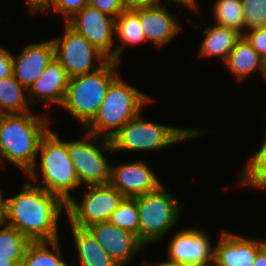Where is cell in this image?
I'll list each match as a JSON object with an SVG mask.
<instances>
[{
    "label": "cell",
    "mask_w": 266,
    "mask_h": 266,
    "mask_svg": "<svg viewBox=\"0 0 266 266\" xmlns=\"http://www.w3.org/2000/svg\"><path fill=\"white\" fill-rule=\"evenodd\" d=\"M141 266H147L146 265V262L143 260V263H142V265Z\"/></svg>",
    "instance_id": "obj_43"
},
{
    "label": "cell",
    "mask_w": 266,
    "mask_h": 266,
    "mask_svg": "<svg viewBox=\"0 0 266 266\" xmlns=\"http://www.w3.org/2000/svg\"><path fill=\"white\" fill-rule=\"evenodd\" d=\"M243 36L259 55L266 59V26L245 31Z\"/></svg>",
    "instance_id": "obj_31"
},
{
    "label": "cell",
    "mask_w": 266,
    "mask_h": 266,
    "mask_svg": "<svg viewBox=\"0 0 266 266\" xmlns=\"http://www.w3.org/2000/svg\"><path fill=\"white\" fill-rule=\"evenodd\" d=\"M214 248L213 266H252L263 248L261 240L223 231Z\"/></svg>",
    "instance_id": "obj_16"
},
{
    "label": "cell",
    "mask_w": 266,
    "mask_h": 266,
    "mask_svg": "<svg viewBox=\"0 0 266 266\" xmlns=\"http://www.w3.org/2000/svg\"><path fill=\"white\" fill-rule=\"evenodd\" d=\"M262 245H263V248L266 250V240H262Z\"/></svg>",
    "instance_id": "obj_42"
},
{
    "label": "cell",
    "mask_w": 266,
    "mask_h": 266,
    "mask_svg": "<svg viewBox=\"0 0 266 266\" xmlns=\"http://www.w3.org/2000/svg\"><path fill=\"white\" fill-rule=\"evenodd\" d=\"M74 31L84 36L109 60L115 61V18L91 5L85 6L66 22Z\"/></svg>",
    "instance_id": "obj_11"
},
{
    "label": "cell",
    "mask_w": 266,
    "mask_h": 266,
    "mask_svg": "<svg viewBox=\"0 0 266 266\" xmlns=\"http://www.w3.org/2000/svg\"><path fill=\"white\" fill-rule=\"evenodd\" d=\"M166 5L140 8V22L146 41L158 48L171 42L181 29L177 17L167 10Z\"/></svg>",
    "instance_id": "obj_18"
},
{
    "label": "cell",
    "mask_w": 266,
    "mask_h": 266,
    "mask_svg": "<svg viewBox=\"0 0 266 266\" xmlns=\"http://www.w3.org/2000/svg\"><path fill=\"white\" fill-rule=\"evenodd\" d=\"M12 56L7 49L0 47V78L11 77L13 75Z\"/></svg>",
    "instance_id": "obj_33"
},
{
    "label": "cell",
    "mask_w": 266,
    "mask_h": 266,
    "mask_svg": "<svg viewBox=\"0 0 266 266\" xmlns=\"http://www.w3.org/2000/svg\"><path fill=\"white\" fill-rule=\"evenodd\" d=\"M69 80L68 73L54 57L41 76L28 87L29 102H44L49 107L51 104H57L61 107Z\"/></svg>",
    "instance_id": "obj_17"
},
{
    "label": "cell",
    "mask_w": 266,
    "mask_h": 266,
    "mask_svg": "<svg viewBox=\"0 0 266 266\" xmlns=\"http://www.w3.org/2000/svg\"><path fill=\"white\" fill-rule=\"evenodd\" d=\"M59 242V239L30 242L25 251L21 266H69L62 257Z\"/></svg>",
    "instance_id": "obj_24"
},
{
    "label": "cell",
    "mask_w": 266,
    "mask_h": 266,
    "mask_svg": "<svg viewBox=\"0 0 266 266\" xmlns=\"http://www.w3.org/2000/svg\"><path fill=\"white\" fill-rule=\"evenodd\" d=\"M162 0H123L125 10H137L162 4Z\"/></svg>",
    "instance_id": "obj_34"
},
{
    "label": "cell",
    "mask_w": 266,
    "mask_h": 266,
    "mask_svg": "<svg viewBox=\"0 0 266 266\" xmlns=\"http://www.w3.org/2000/svg\"><path fill=\"white\" fill-rule=\"evenodd\" d=\"M30 241L17 229L0 228V261H22Z\"/></svg>",
    "instance_id": "obj_26"
},
{
    "label": "cell",
    "mask_w": 266,
    "mask_h": 266,
    "mask_svg": "<svg viewBox=\"0 0 266 266\" xmlns=\"http://www.w3.org/2000/svg\"><path fill=\"white\" fill-rule=\"evenodd\" d=\"M206 231L188 228L173 235L168 244V260L193 266H213L214 248Z\"/></svg>",
    "instance_id": "obj_12"
},
{
    "label": "cell",
    "mask_w": 266,
    "mask_h": 266,
    "mask_svg": "<svg viewBox=\"0 0 266 266\" xmlns=\"http://www.w3.org/2000/svg\"><path fill=\"white\" fill-rule=\"evenodd\" d=\"M51 0H27L29 6V13L36 14V12L43 11V9L50 3Z\"/></svg>",
    "instance_id": "obj_36"
},
{
    "label": "cell",
    "mask_w": 266,
    "mask_h": 266,
    "mask_svg": "<svg viewBox=\"0 0 266 266\" xmlns=\"http://www.w3.org/2000/svg\"><path fill=\"white\" fill-rule=\"evenodd\" d=\"M88 189V190H87ZM84 192L83 201L78 203L73 197L66 204L68 221L71 225L87 228L93 224L108 222L110 215L125 198L110 183L89 185Z\"/></svg>",
    "instance_id": "obj_9"
},
{
    "label": "cell",
    "mask_w": 266,
    "mask_h": 266,
    "mask_svg": "<svg viewBox=\"0 0 266 266\" xmlns=\"http://www.w3.org/2000/svg\"><path fill=\"white\" fill-rule=\"evenodd\" d=\"M205 38L200 47L202 57H220L224 62L229 57L236 41L242 36L234 29L213 25L204 30Z\"/></svg>",
    "instance_id": "obj_21"
},
{
    "label": "cell",
    "mask_w": 266,
    "mask_h": 266,
    "mask_svg": "<svg viewBox=\"0 0 266 266\" xmlns=\"http://www.w3.org/2000/svg\"><path fill=\"white\" fill-rule=\"evenodd\" d=\"M110 184L124 197L130 198L156 191L163 185L143 161L111 167Z\"/></svg>",
    "instance_id": "obj_13"
},
{
    "label": "cell",
    "mask_w": 266,
    "mask_h": 266,
    "mask_svg": "<svg viewBox=\"0 0 266 266\" xmlns=\"http://www.w3.org/2000/svg\"><path fill=\"white\" fill-rule=\"evenodd\" d=\"M38 154L41 156L39 161L43 177L38 186L58 195L67 203L73 197L70 191L80 185L69 157L67 141L49 129L41 139Z\"/></svg>",
    "instance_id": "obj_6"
},
{
    "label": "cell",
    "mask_w": 266,
    "mask_h": 266,
    "mask_svg": "<svg viewBox=\"0 0 266 266\" xmlns=\"http://www.w3.org/2000/svg\"><path fill=\"white\" fill-rule=\"evenodd\" d=\"M69 157L81 184L104 185L110 183L111 167L103 152L113 151L108 138L89 133L81 140L67 141Z\"/></svg>",
    "instance_id": "obj_8"
},
{
    "label": "cell",
    "mask_w": 266,
    "mask_h": 266,
    "mask_svg": "<svg viewBox=\"0 0 266 266\" xmlns=\"http://www.w3.org/2000/svg\"><path fill=\"white\" fill-rule=\"evenodd\" d=\"M88 4L114 18L125 10L123 0H89Z\"/></svg>",
    "instance_id": "obj_32"
},
{
    "label": "cell",
    "mask_w": 266,
    "mask_h": 266,
    "mask_svg": "<svg viewBox=\"0 0 266 266\" xmlns=\"http://www.w3.org/2000/svg\"><path fill=\"white\" fill-rule=\"evenodd\" d=\"M23 191L7 198L8 226L17 229L30 242L59 239L58 220L66 202L40 186L25 183Z\"/></svg>",
    "instance_id": "obj_1"
},
{
    "label": "cell",
    "mask_w": 266,
    "mask_h": 266,
    "mask_svg": "<svg viewBox=\"0 0 266 266\" xmlns=\"http://www.w3.org/2000/svg\"><path fill=\"white\" fill-rule=\"evenodd\" d=\"M246 31L266 26V0H241Z\"/></svg>",
    "instance_id": "obj_29"
},
{
    "label": "cell",
    "mask_w": 266,
    "mask_h": 266,
    "mask_svg": "<svg viewBox=\"0 0 266 266\" xmlns=\"http://www.w3.org/2000/svg\"><path fill=\"white\" fill-rule=\"evenodd\" d=\"M141 113L129 120L110 138L113 151H155L207 132L167 126L142 119Z\"/></svg>",
    "instance_id": "obj_5"
},
{
    "label": "cell",
    "mask_w": 266,
    "mask_h": 266,
    "mask_svg": "<svg viewBox=\"0 0 266 266\" xmlns=\"http://www.w3.org/2000/svg\"><path fill=\"white\" fill-rule=\"evenodd\" d=\"M164 1H174L175 3H178L179 5L186 6L188 8H192L195 10H198L199 4H197V0H164Z\"/></svg>",
    "instance_id": "obj_38"
},
{
    "label": "cell",
    "mask_w": 266,
    "mask_h": 266,
    "mask_svg": "<svg viewBox=\"0 0 266 266\" xmlns=\"http://www.w3.org/2000/svg\"><path fill=\"white\" fill-rule=\"evenodd\" d=\"M263 77L266 79V59H264V72Z\"/></svg>",
    "instance_id": "obj_41"
},
{
    "label": "cell",
    "mask_w": 266,
    "mask_h": 266,
    "mask_svg": "<svg viewBox=\"0 0 266 266\" xmlns=\"http://www.w3.org/2000/svg\"><path fill=\"white\" fill-rule=\"evenodd\" d=\"M87 229L120 266L130 263L133 255L145 247L137 235L109 222L96 223Z\"/></svg>",
    "instance_id": "obj_14"
},
{
    "label": "cell",
    "mask_w": 266,
    "mask_h": 266,
    "mask_svg": "<svg viewBox=\"0 0 266 266\" xmlns=\"http://www.w3.org/2000/svg\"><path fill=\"white\" fill-rule=\"evenodd\" d=\"M139 213V240L146 246L158 241L176 225L181 207L163 185L136 197Z\"/></svg>",
    "instance_id": "obj_7"
},
{
    "label": "cell",
    "mask_w": 266,
    "mask_h": 266,
    "mask_svg": "<svg viewBox=\"0 0 266 266\" xmlns=\"http://www.w3.org/2000/svg\"><path fill=\"white\" fill-rule=\"evenodd\" d=\"M26 112L3 114L0 120V161L2 158L38 181L36 159L42 137L49 131L50 120ZM49 123V124H48Z\"/></svg>",
    "instance_id": "obj_2"
},
{
    "label": "cell",
    "mask_w": 266,
    "mask_h": 266,
    "mask_svg": "<svg viewBox=\"0 0 266 266\" xmlns=\"http://www.w3.org/2000/svg\"><path fill=\"white\" fill-rule=\"evenodd\" d=\"M108 222L134 233L139 238V213L136 197H125L119 207L110 215Z\"/></svg>",
    "instance_id": "obj_28"
},
{
    "label": "cell",
    "mask_w": 266,
    "mask_h": 266,
    "mask_svg": "<svg viewBox=\"0 0 266 266\" xmlns=\"http://www.w3.org/2000/svg\"><path fill=\"white\" fill-rule=\"evenodd\" d=\"M54 57L55 47L52 39L26 45L16 57L12 56L13 76L28 89Z\"/></svg>",
    "instance_id": "obj_15"
},
{
    "label": "cell",
    "mask_w": 266,
    "mask_h": 266,
    "mask_svg": "<svg viewBox=\"0 0 266 266\" xmlns=\"http://www.w3.org/2000/svg\"><path fill=\"white\" fill-rule=\"evenodd\" d=\"M212 10L216 25L244 34L245 20L241 0H216Z\"/></svg>",
    "instance_id": "obj_25"
},
{
    "label": "cell",
    "mask_w": 266,
    "mask_h": 266,
    "mask_svg": "<svg viewBox=\"0 0 266 266\" xmlns=\"http://www.w3.org/2000/svg\"><path fill=\"white\" fill-rule=\"evenodd\" d=\"M118 76L109 86L99 111L85 127L87 132L110 139L153 99Z\"/></svg>",
    "instance_id": "obj_3"
},
{
    "label": "cell",
    "mask_w": 266,
    "mask_h": 266,
    "mask_svg": "<svg viewBox=\"0 0 266 266\" xmlns=\"http://www.w3.org/2000/svg\"><path fill=\"white\" fill-rule=\"evenodd\" d=\"M64 30L61 38L52 40L55 47V58L61 63L70 78L94 72L109 60L67 23H65ZM96 61L98 64L95 67Z\"/></svg>",
    "instance_id": "obj_10"
},
{
    "label": "cell",
    "mask_w": 266,
    "mask_h": 266,
    "mask_svg": "<svg viewBox=\"0 0 266 266\" xmlns=\"http://www.w3.org/2000/svg\"><path fill=\"white\" fill-rule=\"evenodd\" d=\"M238 184L266 189V136L264 143L241 171Z\"/></svg>",
    "instance_id": "obj_27"
},
{
    "label": "cell",
    "mask_w": 266,
    "mask_h": 266,
    "mask_svg": "<svg viewBox=\"0 0 266 266\" xmlns=\"http://www.w3.org/2000/svg\"><path fill=\"white\" fill-rule=\"evenodd\" d=\"M70 226L78 252V260L82 266H120L87 228Z\"/></svg>",
    "instance_id": "obj_20"
},
{
    "label": "cell",
    "mask_w": 266,
    "mask_h": 266,
    "mask_svg": "<svg viewBox=\"0 0 266 266\" xmlns=\"http://www.w3.org/2000/svg\"><path fill=\"white\" fill-rule=\"evenodd\" d=\"M252 266H266V250L264 248L257 253Z\"/></svg>",
    "instance_id": "obj_37"
},
{
    "label": "cell",
    "mask_w": 266,
    "mask_h": 266,
    "mask_svg": "<svg viewBox=\"0 0 266 266\" xmlns=\"http://www.w3.org/2000/svg\"><path fill=\"white\" fill-rule=\"evenodd\" d=\"M240 80L258 71L263 75L264 59L242 35L231 50L225 65Z\"/></svg>",
    "instance_id": "obj_19"
},
{
    "label": "cell",
    "mask_w": 266,
    "mask_h": 266,
    "mask_svg": "<svg viewBox=\"0 0 266 266\" xmlns=\"http://www.w3.org/2000/svg\"><path fill=\"white\" fill-rule=\"evenodd\" d=\"M89 0H51L43 9L47 10L53 7L54 11L64 15L65 23L71 19L76 13L88 5ZM51 5V6H50Z\"/></svg>",
    "instance_id": "obj_30"
},
{
    "label": "cell",
    "mask_w": 266,
    "mask_h": 266,
    "mask_svg": "<svg viewBox=\"0 0 266 266\" xmlns=\"http://www.w3.org/2000/svg\"><path fill=\"white\" fill-rule=\"evenodd\" d=\"M115 34L119 44L115 49V61L120 62L121 54L127 45H137L146 41L140 22V9L124 10L115 18Z\"/></svg>",
    "instance_id": "obj_22"
},
{
    "label": "cell",
    "mask_w": 266,
    "mask_h": 266,
    "mask_svg": "<svg viewBox=\"0 0 266 266\" xmlns=\"http://www.w3.org/2000/svg\"><path fill=\"white\" fill-rule=\"evenodd\" d=\"M22 261H0V266H21Z\"/></svg>",
    "instance_id": "obj_40"
},
{
    "label": "cell",
    "mask_w": 266,
    "mask_h": 266,
    "mask_svg": "<svg viewBox=\"0 0 266 266\" xmlns=\"http://www.w3.org/2000/svg\"><path fill=\"white\" fill-rule=\"evenodd\" d=\"M118 63L108 60L94 72L70 78L61 107L84 127L96 116L109 86L119 76Z\"/></svg>",
    "instance_id": "obj_4"
},
{
    "label": "cell",
    "mask_w": 266,
    "mask_h": 266,
    "mask_svg": "<svg viewBox=\"0 0 266 266\" xmlns=\"http://www.w3.org/2000/svg\"><path fill=\"white\" fill-rule=\"evenodd\" d=\"M6 226H8L7 198L3 197L0 190V227L4 228Z\"/></svg>",
    "instance_id": "obj_35"
},
{
    "label": "cell",
    "mask_w": 266,
    "mask_h": 266,
    "mask_svg": "<svg viewBox=\"0 0 266 266\" xmlns=\"http://www.w3.org/2000/svg\"><path fill=\"white\" fill-rule=\"evenodd\" d=\"M147 266H193V265H188V264H182V263H178V262H174V261H171V260H164V261H161L159 263L155 262V263H151V264H148L146 263Z\"/></svg>",
    "instance_id": "obj_39"
},
{
    "label": "cell",
    "mask_w": 266,
    "mask_h": 266,
    "mask_svg": "<svg viewBox=\"0 0 266 266\" xmlns=\"http://www.w3.org/2000/svg\"><path fill=\"white\" fill-rule=\"evenodd\" d=\"M27 88L12 75L0 78V113L19 114L29 112Z\"/></svg>",
    "instance_id": "obj_23"
}]
</instances>
